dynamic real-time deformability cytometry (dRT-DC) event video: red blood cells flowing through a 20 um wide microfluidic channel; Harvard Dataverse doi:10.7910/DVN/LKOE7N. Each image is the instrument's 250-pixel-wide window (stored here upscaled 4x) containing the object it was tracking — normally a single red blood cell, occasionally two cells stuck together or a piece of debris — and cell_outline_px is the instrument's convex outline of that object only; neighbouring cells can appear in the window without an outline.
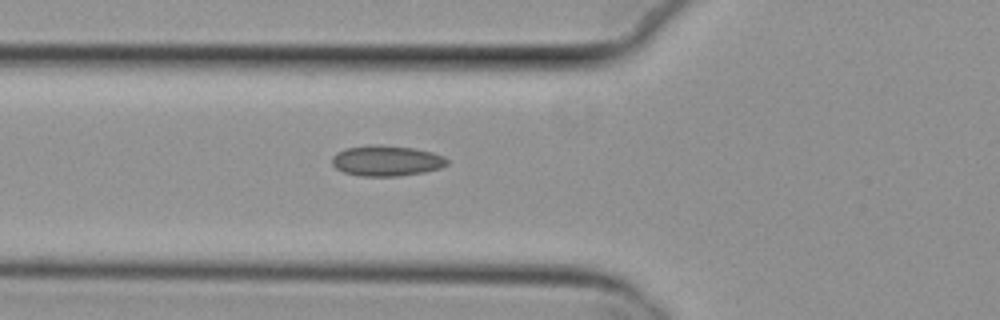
{"species": "common noctule bat (a hibernating species)", "species_latin": "Nyctalus noctula", "temperature_condition": "cold", "stored_images_in_passage": 32, "camera_frame_rate_fps": 3000, "um_per_image_px": 0.085, "animal": {"sex": "female", "body_mass_g": 29.2, "forearm_length_mm": 56.3}, "frame": {"image": 1, "passage_image": 1, "time_ms": 0.0, "image_size_px": [1000, 320], "cell_outline_px": [[428, 168], [408, 172], [352, 172], [344, 168], [360, 148], [396, 148], [420, 152], [428, 164]], "centroid_in_image_um": [32.85, 13.67], "position_along_channel_um": 93.0, "area_um2": 12.08}}
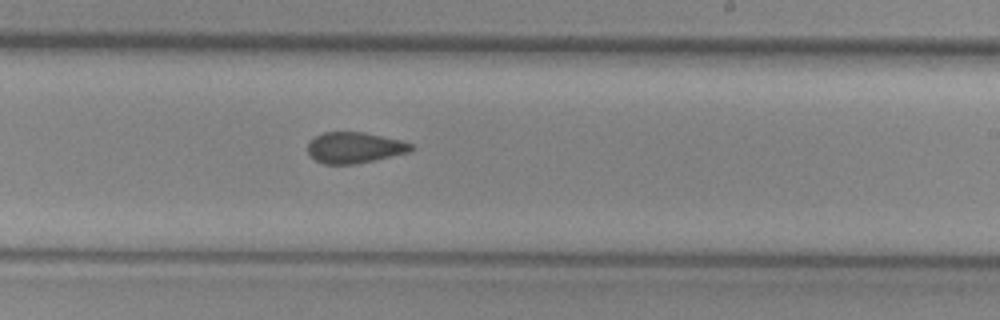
{"frame": {"image": 2, "passage_image": 14, "time_ms": 4.333, "image_size_px": [1000, 320], "cell_outline_px": [[408, 148], [396, 152], [360, 160], [324, 160], [316, 156], [312, 152], [312, 144], [316, 140], [324, 136], [340, 136], [384, 140], [404, 144]], "centroid_in_image_um": [30.01, 12.59], "position_along_channel_um": 259.0, "area_um2": 12.37}}
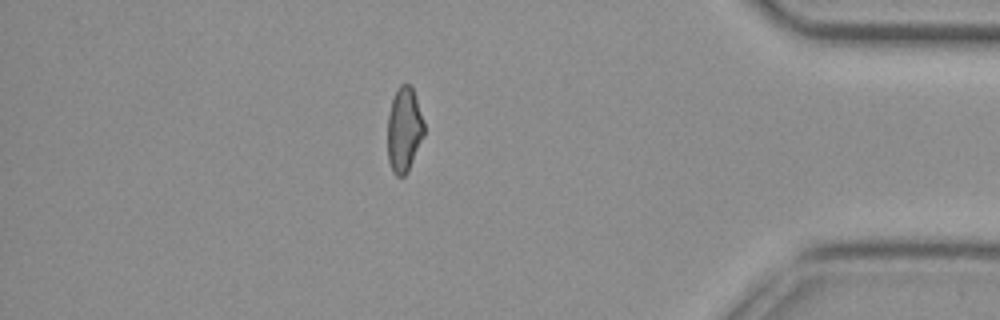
{"frame": {"image": 3, "passage_image": 28, "time_ms": 9.0, "image_size_px": [1000, 320], "cell_outline_px": [[424, 132], [404, 172], [392, 164], [388, 148], [388, 128], [392, 108], [396, 96], [408, 88], [412, 92], [424, 124]], "centroid_in_image_um": [34.37, 11.01], "position_along_channel_um": 400.8, "area_um2": 14.74}}